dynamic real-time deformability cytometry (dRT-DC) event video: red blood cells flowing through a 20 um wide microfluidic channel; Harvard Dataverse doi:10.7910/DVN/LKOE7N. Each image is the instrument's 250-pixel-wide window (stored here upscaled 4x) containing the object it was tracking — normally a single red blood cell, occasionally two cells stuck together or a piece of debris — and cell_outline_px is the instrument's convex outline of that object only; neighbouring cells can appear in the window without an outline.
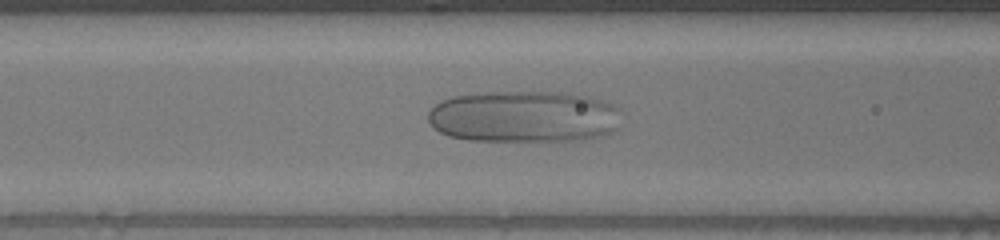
{"species": "human", "species_latin": "Homo sapiens", "temperature_condition": "warm", "stored_images_in_passage": 50, "segment_of_instrument_passage": [1, 2], "camera_frame_rate_fps": 3000, "um_per_image_px": 0.085, "donor": {"sex": "male"}, "frame": {"image": 1, "passage_image": 13, "time_ms": 4.0, "image_size_px": [1000, 240], "cell_outline_px": [[624, 112], [620, 128], [612, 132], [600, 136], [580, 140], [468, 140], [448, 136], [432, 128], [428, 120], [428, 112], [440, 100], [452, 96], [488, 92], [564, 92], [588, 96], [608, 100], [620, 108]], "centroid_in_image_um": [44.62, 9.9], "position_along_channel_um": 122.0, "area_um2": 59.3}}
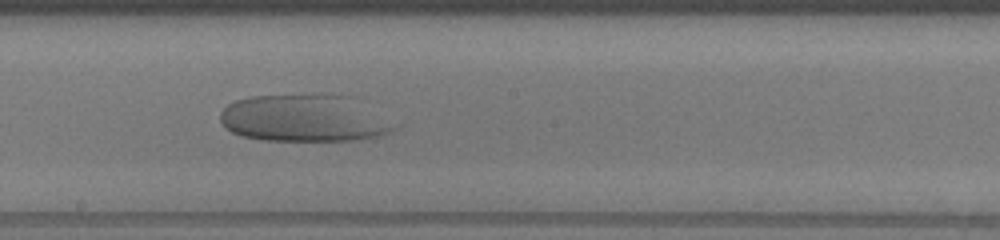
{"frame": {"image": 2, "passage_image": 22, "time_ms": 7.0, "image_size_px": [1000, 240], "cell_outline_px": [[400, 124], [396, 128], [388, 132], [376, 136], [352, 140], [264, 140], [240, 136], [232, 132], [220, 120], [220, 112], [228, 104], [236, 100], [252, 96], [352, 96]], "centroid_in_image_um": [25.91, 10.07], "position_along_channel_um": 222.3, "area_um2": 47.34}}
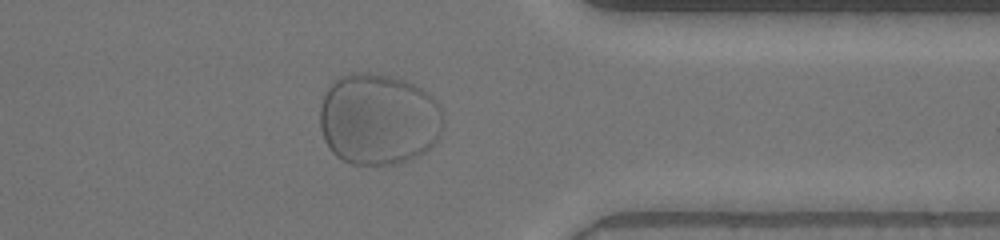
{"frame": {"image": 3, "passage_image": 37, "time_ms": 12.0, "image_size_px": [1000, 240], "cell_outline_px": [[444, 124], [440, 136], [424, 152], [408, 160], [396, 164], [352, 164], [336, 156], [328, 148], [324, 140], [320, 128], [320, 104], [324, 92], [328, 84], [332, 80], [340, 76], [352, 72], [368, 72], [388, 76], [404, 80], [428, 92], [440, 104], [444, 112]], "centroid_in_image_um": [32.16, 10.11], "position_along_channel_um": 379.2, "area_um2": 66.7}}